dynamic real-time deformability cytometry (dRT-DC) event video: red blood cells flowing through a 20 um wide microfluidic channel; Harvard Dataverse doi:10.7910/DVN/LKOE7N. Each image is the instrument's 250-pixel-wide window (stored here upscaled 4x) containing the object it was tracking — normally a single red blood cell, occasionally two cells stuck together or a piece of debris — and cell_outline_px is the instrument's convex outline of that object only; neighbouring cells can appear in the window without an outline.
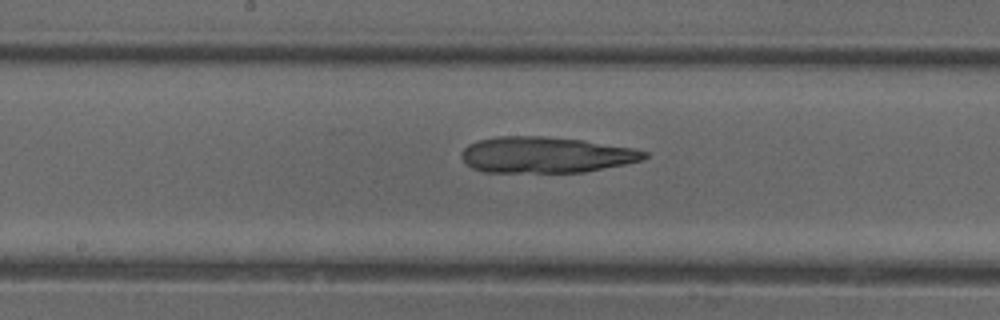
{"species": "common noctule bat (a hibernating species)", "species_latin": "Nyctalus noctula", "temperature_condition": "cold", "stored_images_in_passage": 49, "camera_frame_rate_fps": 3000, "um_per_image_px": 0.085, "animal": {"sex": "female"}, "frame": {"image": 1, "passage_image": 24, "time_ms": 7.667, "image_size_px": [1000, 320], "cell_outline_px": [[648, 156], [644, 160], [584, 172], [484, 172], [472, 168], [460, 156], [460, 152], [468, 144], [480, 140], [496, 136], [544, 136], [584, 140], [636, 148], [648, 152]], "centroid_in_image_um": [46.42, 13.15], "position_along_channel_um": 201.8, "area_um2": 38.61}}
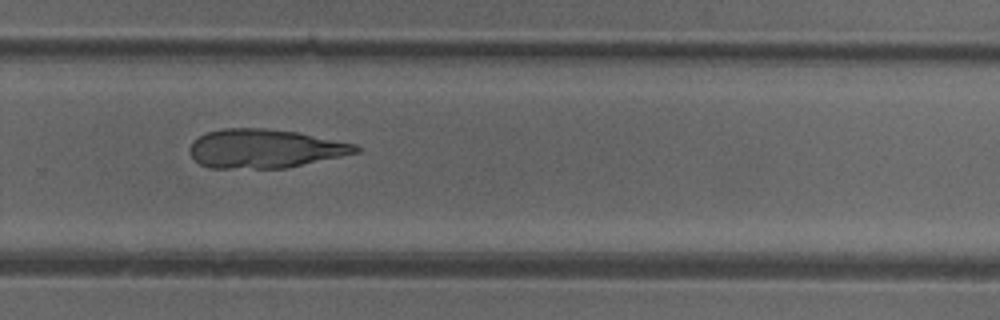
{"frame": {"image": 2, "passage_image": 32, "time_ms": 10.333, "image_size_px": [1000, 320], "cell_outline_px": [[360, 152], [288, 168], [208, 168], [200, 164], [192, 156], [192, 140], [208, 132], [224, 128], [264, 128], [300, 132], [356, 144], [360, 148]], "centroid_in_image_um": [22.56, 12.63], "position_along_channel_um": 307.2, "area_um2": 37.57}}
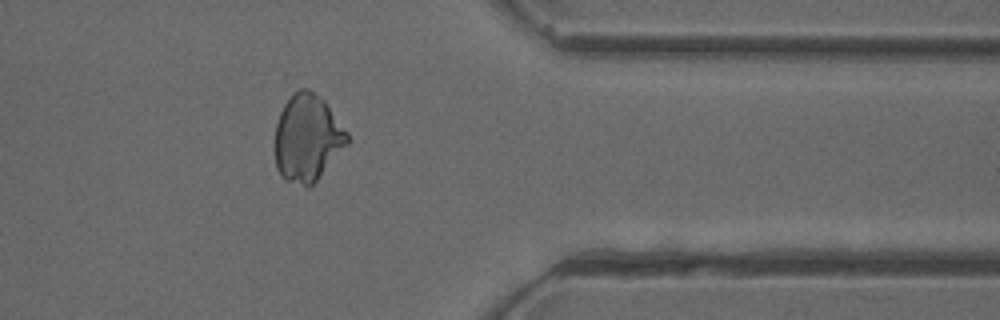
{"frame": {"image": 3, "passage_image": 39, "time_ms": 12.667, "image_size_px": [1000, 320], "cell_outline_px": [[352, 140], [316, 180], [308, 188], [284, 180], [280, 176], [276, 168], [276, 124], [280, 112], [284, 104], [292, 92], [300, 88], [308, 88], [324, 100], [348, 132]], "centroid_in_image_um": [26.14, 11.73], "position_along_channel_um": 385.3, "area_um2": 36.88}}